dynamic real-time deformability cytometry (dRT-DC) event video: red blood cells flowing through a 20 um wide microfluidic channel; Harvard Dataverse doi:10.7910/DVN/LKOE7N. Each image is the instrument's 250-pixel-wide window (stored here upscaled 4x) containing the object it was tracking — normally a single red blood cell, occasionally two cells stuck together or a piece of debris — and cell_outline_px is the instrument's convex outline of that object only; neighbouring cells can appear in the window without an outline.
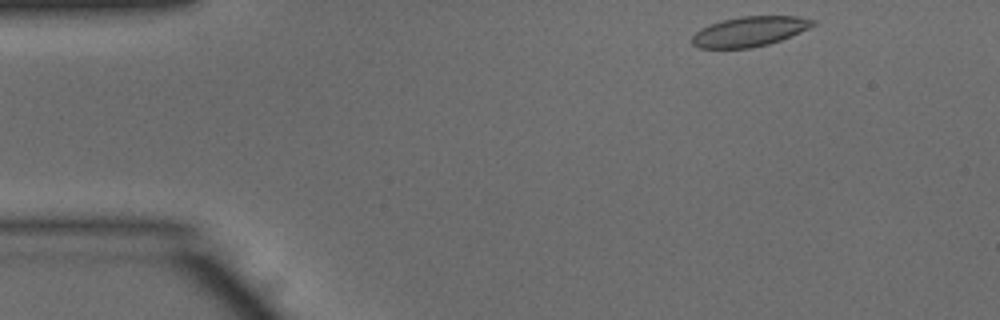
{"species": "common noctule bat (a hibernating species)", "species_latin": "Nyctalus noctula", "temperature_condition": "warm", "stored_images_in_passage": 45, "camera_frame_rate_fps": 3000, "um_per_image_px": 0.085, "animal": {"sex": "male", "body_mass_g": 15.6}, "frame": {"image": 1, "passage_image": 1, "time_ms": 0.0, "image_size_px": [1000, 320], "cell_outline_px": [[816, 24], [800, 32], [780, 40], [768, 44], [752, 48], [700, 48], [692, 44], [692, 36], [700, 28], [708, 24], [740, 16], [796, 16], [816, 20]], "centroid_in_image_um": [63.7, 2.67], "position_along_channel_um": 21.3, "area_um2": 21.04}}
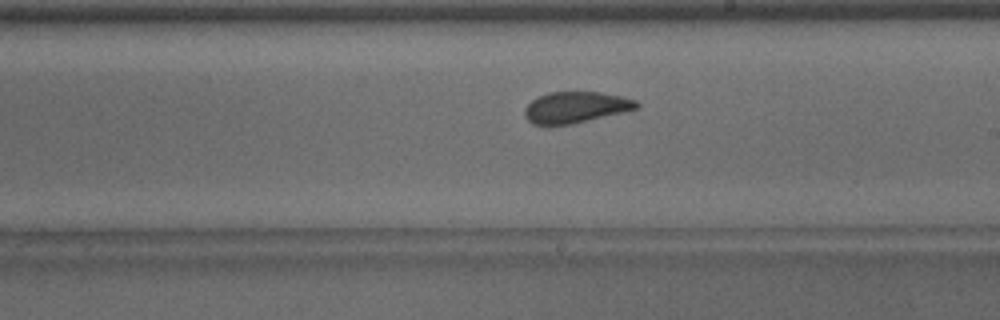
{"frame": {"image": 2, "passage_image": 23, "time_ms": 7.333, "image_size_px": [1000, 320], "cell_outline_px": [[640, 108], [624, 112], [572, 124], [548, 128], [532, 124], [524, 116], [524, 108], [536, 96], [548, 92], [600, 92], [620, 96], [636, 100], [640, 104]], "centroid_in_image_um": [48.88, 9.15], "position_along_channel_um": 240.1, "area_um2": 20.98}}
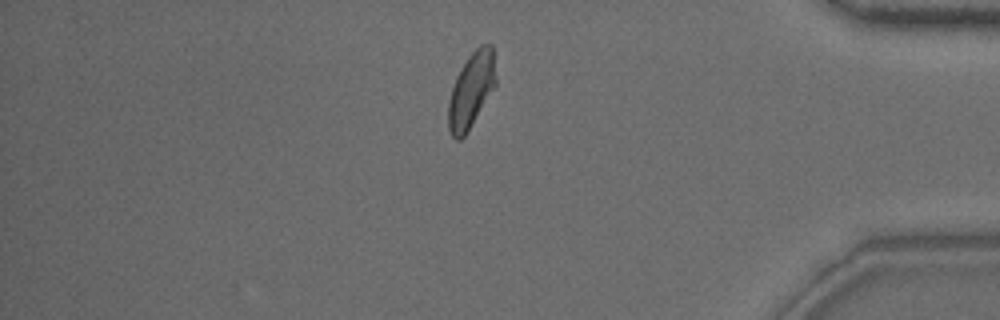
{"frame": {"image": 3, "passage_image": 37, "time_ms": 12.0, "image_size_px": [1000, 320], "cell_outline_px": [[496, 84], [464, 136], [460, 140], [456, 140], [452, 136], [448, 128], [448, 100], [456, 76], [460, 68], [468, 56], [480, 44], [492, 44], [496, 76]], "centroid_in_image_um": [40.04, 7.63], "position_along_channel_um": 395.2, "area_um2": 20.63}, "authors_computed_cell_mechanics": {"area_um2": 21.0392, "velocity_mm_per_s": 4.0119, "shape_relaxation_time_tau1_ms": 3.9264, "shape_relaxation_time_tau2_ms": 1.2919, "deformation_change_tau1": 0.1117, "deformation_change_tau2": 0.0636}}